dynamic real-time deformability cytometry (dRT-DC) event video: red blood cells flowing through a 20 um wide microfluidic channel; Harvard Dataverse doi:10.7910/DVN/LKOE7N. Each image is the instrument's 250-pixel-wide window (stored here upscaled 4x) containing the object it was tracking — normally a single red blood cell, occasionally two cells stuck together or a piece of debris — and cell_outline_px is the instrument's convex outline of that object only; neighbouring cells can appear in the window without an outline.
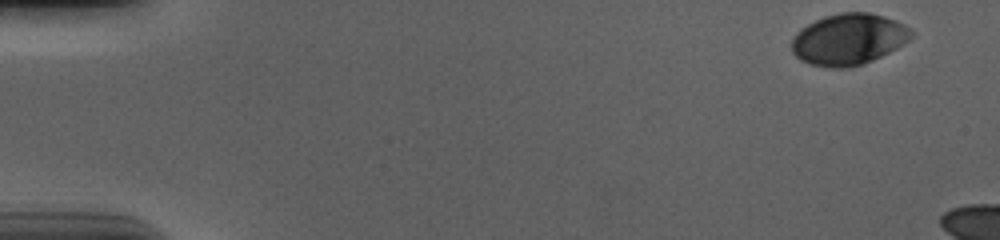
{"species": "human", "species_latin": "Homo sapiens", "temperature_condition": "cold", "stored_images_in_passage": 10, "camera_frame_rate_fps": 3000, "um_per_image_px": 0.085, "donor": {"sex": "male"}, "frame": {"image": 1, "passage_image": 1, "time_ms": 0.0, "image_size_px": [1000, 240], "cell_outline_px": [[916, 32], [904, 44], [872, 60], [860, 64], [844, 68], [828, 68], [808, 64], [800, 60], [792, 52], [792, 40], [796, 32], [800, 28], [824, 16], [840, 12], [868, 12], [884, 16], [896, 20], [904, 24]], "centroid_in_image_um": [72.13, 3.33], "position_along_channel_um": 12.9, "area_um2": 35.89}}